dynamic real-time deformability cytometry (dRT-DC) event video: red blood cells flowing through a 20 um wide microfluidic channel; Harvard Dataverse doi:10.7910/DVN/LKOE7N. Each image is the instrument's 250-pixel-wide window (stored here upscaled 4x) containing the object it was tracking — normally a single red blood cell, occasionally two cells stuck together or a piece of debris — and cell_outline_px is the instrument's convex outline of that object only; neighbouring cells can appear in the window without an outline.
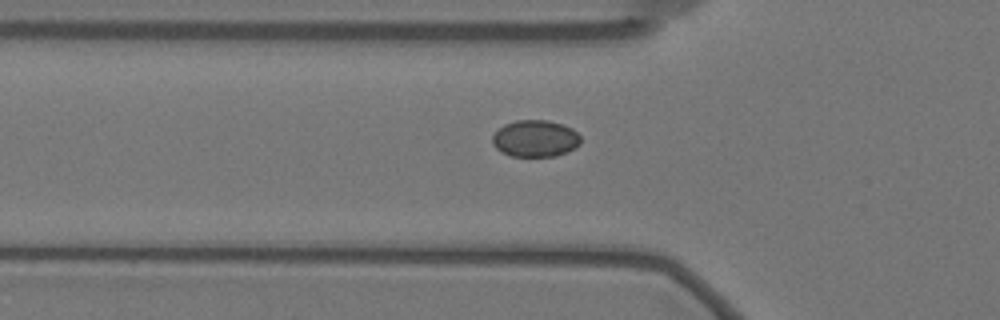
{"species": "Egyptian fruit bat (a non-hibernating species)", "species_latin": "Rousettus aegyptiacus", "temperature_condition": "warm", "stored_images_in_passage": 36, "camera_frame_rate_fps": 3000, "um_per_image_px": 0.085, "animal": {"sex": "female"}, "frame": {"image": 1, "passage_image": 4, "time_ms": 1.0, "image_size_px": [1000, 320], "cell_outline_px": [[580, 144], [576, 148], [556, 156], [512, 156], [500, 152], [492, 144], [492, 136], [504, 124], [516, 120], [548, 120], [572, 128], [580, 136]], "centroid_in_image_um": [45.49, 11.78], "position_along_channel_um": 80.3, "area_um2": 18.96}}
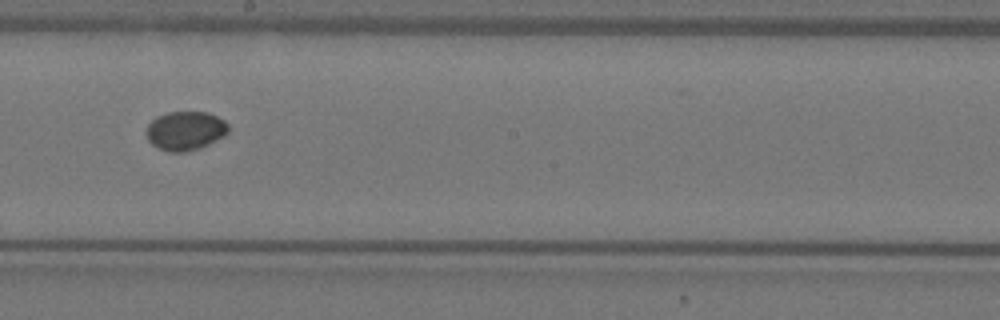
{"frame": {"image": 2, "passage_image": 17, "time_ms": 5.333, "image_size_px": [1000, 320], "cell_outline_px": [[228, 132], [224, 136], [200, 148], [184, 152], [168, 152], [152, 144], [148, 140], [144, 132], [148, 124], [156, 116], [168, 112], [208, 112], [224, 120], [228, 124]], "centroid_in_image_um": [15.73, 11.11], "position_along_channel_um": 232.5, "area_um2": 18.73}}
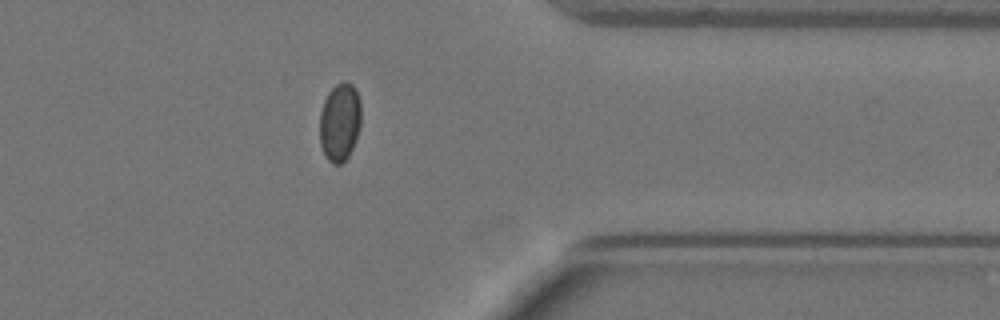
{"frame": {"image": 3, "passage_image": 31, "time_ms": 10.0, "image_size_px": [1000, 320], "cell_outline_px": [[360, 124], [356, 140], [348, 156], [340, 164], [332, 164], [328, 160], [320, 144], [320, 112], [324, 100], [328, 92], [336, 84], [344, 80], [352, 84], [356, 88], [360, 100]], "centroid_in_image_um": [28.88, 10.35], "position_along_channel_um": 382.5, "area_um2": 18.96}}